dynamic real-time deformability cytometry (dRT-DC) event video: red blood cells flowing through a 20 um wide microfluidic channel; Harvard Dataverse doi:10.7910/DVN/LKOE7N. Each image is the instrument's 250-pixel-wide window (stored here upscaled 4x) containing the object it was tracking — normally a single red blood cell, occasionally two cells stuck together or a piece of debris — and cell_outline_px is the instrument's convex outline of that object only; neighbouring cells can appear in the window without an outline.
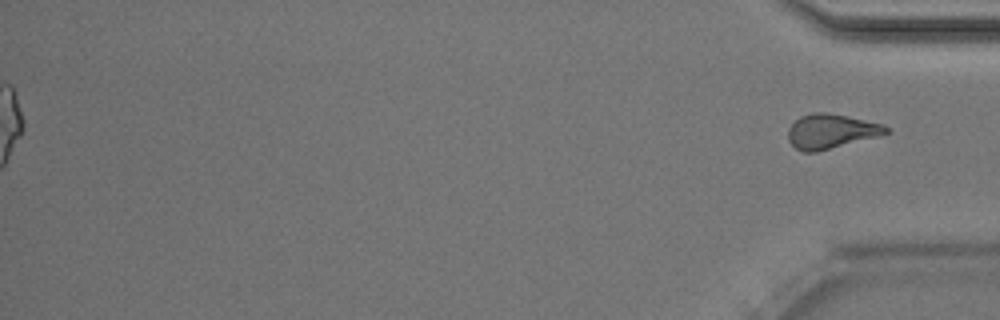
{"species": "Egyptian fruit bat (a non-hibernating species)", "species_latin": "Rousettus aegyptiacus", "temperature_condition": "room temperature", "stored_images_in_passage": 51, "segment_of_instrument_passage": [2, 2], "camera_frame_rate_fps": 3000, "um_per_image_px": 0.085, "animal": {"sex": "male"}, "frame": {"image": 1, "passage_image": 51, "time_ms": 16.667, "image_size_px": [1000, 320], "cell_outline_px": [[888, 132], [880, 136], [816, 152], [804, 152], [796, 148], [788, 140], [788, 128], [800, 116], [812, 112], [824, 112], [848, 116], [884, 124], [888, 128]], "centroid_in_image_um": [70.64, 11.16], "position_along_channel_um": 364.6, "area_um2": 19.71}}